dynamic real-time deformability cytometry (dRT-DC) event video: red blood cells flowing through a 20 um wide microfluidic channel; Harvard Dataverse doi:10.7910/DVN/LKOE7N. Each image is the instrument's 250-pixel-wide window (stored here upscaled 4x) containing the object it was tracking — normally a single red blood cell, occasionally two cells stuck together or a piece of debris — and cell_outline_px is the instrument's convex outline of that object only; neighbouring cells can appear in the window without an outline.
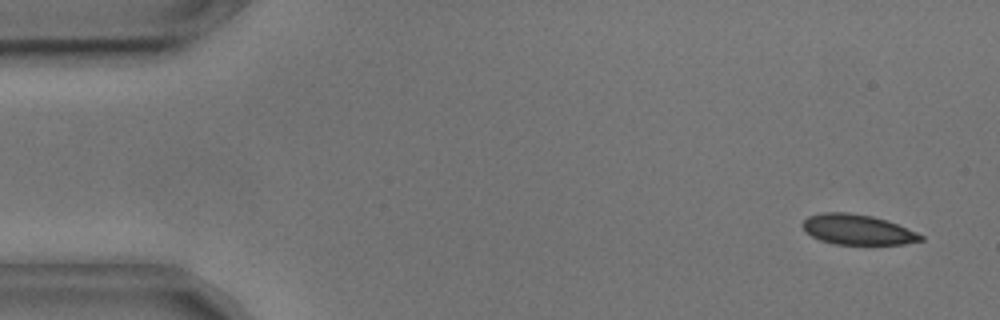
{"species": "common noctule bat (a hibernating species)", "species_latin": "Nyctalus noctula", "temperature_condition": "cold", "stored_images_in_passage": 54, "camera_frame_rate_fps": 3000, "um_per_image_px": 0.085, "animal": {"sex": "male", "body_mass_g": 17.9, "forearm_length_mm": 54.2}, "frame": {"image": 1, "passage_image": 3, "time_ms": 0.667, "image_size_px": [1000, 320], "cell_outline_px": [[924, 240], [904, 244], [836, 244], [820, 240], [804, 232], [800, 224], [808, 216], [824, 212], [848, 212], [872, 216], [888, 220], [916, 232], [924, 236]], "centroid_in_image_um": [72.86, 19.51], "position_along_channel_um": 12.1, "area_um2": 20.92}}
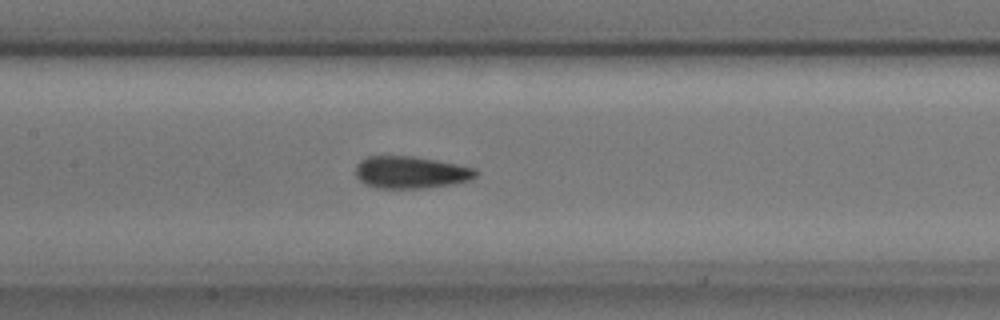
{"frame": {"image": 2, "passage_image": 25, "time_ms": 8.0, "image_size_px": [1000, 320], "cell_outline_px": [[480, 172], [476, 176], [468, 180], [456, 184], [424, 188], [376, 188], [364, 184], [356, 176], [356, 164], [360, 160], [368, 156], [412, 156], [436, 160], [476, 168]], "centroid_in_image_um": [34.92, 14.65], "position_along_channel_um": 172.5, "area_um2": 22.72}}
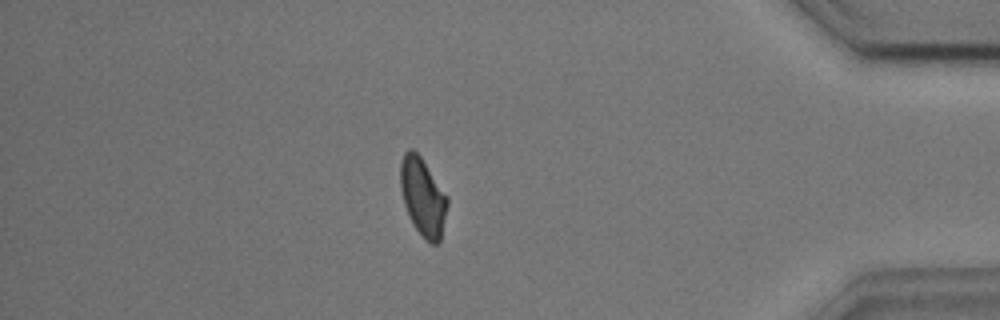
{"frame": {"image": 3, "passage_image": 47, "time_ms": 15.333, "image_size_px": [1000, 320], "cell_outline_px": [[448, 204], [440, 240], [436, 244], [432, 244], [424, 240], [408, 216], [404, 204], [400, 188], [400, 164], [404, 152], [408, 148], [412, 148], [420, 156], [448, 196]], "centroid_in_image_um": [35.93, 16.73], "position_along_channel_um": 399.3, "area_um2": 21.39}, "authors_computed_cell_mechanics": {"area_um2": 21.8773, "velocity_mm_per_s": 3.6337, "shape_relaxation_time_tau1_ms": 3.5122, "shape_relaxation_time_tau2_ms": 1.9669, "deformation_change_tau1": 0.1052, "deformation_change_tau2": 0.0622}}